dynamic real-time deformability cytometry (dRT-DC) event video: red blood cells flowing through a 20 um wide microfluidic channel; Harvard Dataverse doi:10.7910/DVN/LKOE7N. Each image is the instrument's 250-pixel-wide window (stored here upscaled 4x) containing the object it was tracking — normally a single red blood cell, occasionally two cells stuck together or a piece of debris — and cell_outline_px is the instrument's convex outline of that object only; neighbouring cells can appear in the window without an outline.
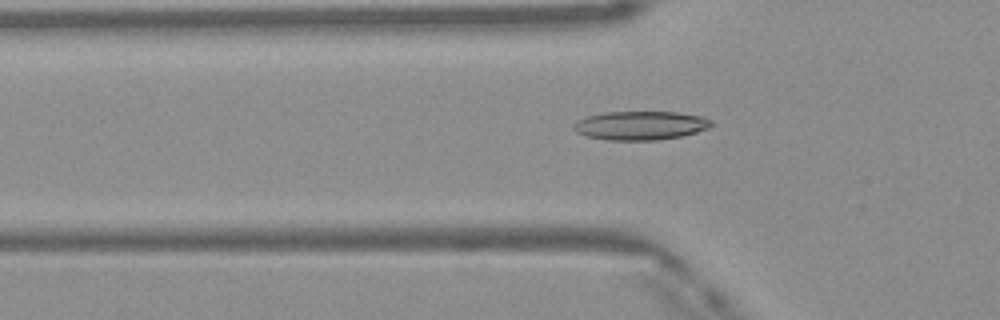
{"species": "Egyptian fruit bat (a non-hibernating species)", "species_latin": "Rousettus aegyptiacus", "temperature_condition": "warm", "stored_images_in_passage": 48, "camera_frame_rate_fps": 3000, "um_per_image_px": 0.085, "frame": {"image": 1, "passage_image": 15, "time_ms": 4.667, "image_size_px": [1000, 320], "cell_outline_px": [[712, 124], [708, 128], [696, 132], [680, 136], [656, 140], [604, 140], [588, 136], [576, 132], [572, 128], [576, 120], [588, 116], [608, 112], [676, 112], [704, 116], [712, 120]], "centroid_in_image_um": [54.44, 10.66], "position_along_channel_um": 71.4, "area_um2": 23.06}}
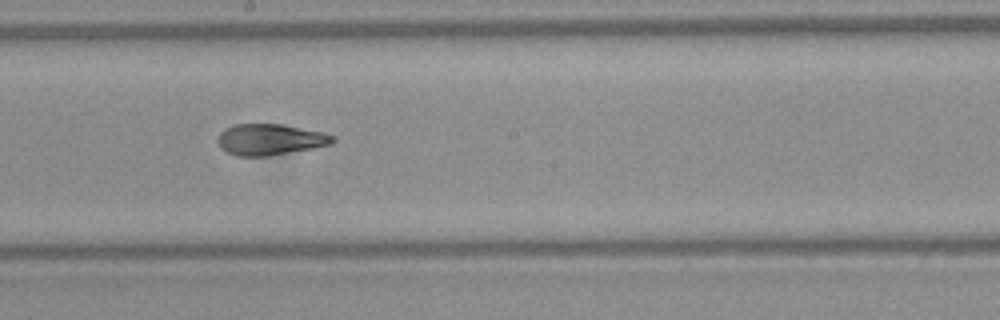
{"frame": {"image": 2, "passage_image": 26, "time_ms": 8.333, "image_size_px": [1000, 320], "cell_outline_px": [[336, 140], [332, 144], [312, 148], [268, 156], [236, 156], [220, 148], [220, 132], [224, 128], [236, 124], [284, 124], [320, 132], [332, 136]], "centroid_in_image_um": [22.95, 11.86], "position_along_channel_um": 225.3, "area_um2": 20.58}}
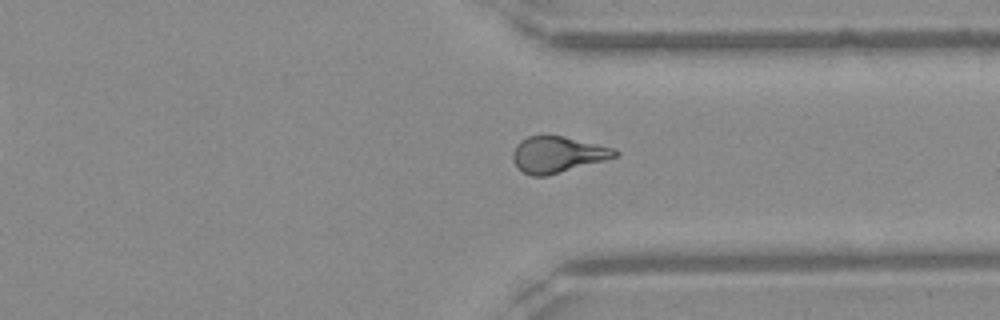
{"frame": {"image": 3, "passage_image": 36, "time_ms": 11.667, "image_size_px": [1000, 320], "cell_outline_px": [[620, 152], [616, 156], [604, 160], [548, 176], [532, 176], [524, 172], [516, 164], [512, 156], [512, 152], [516, 144], [520, 140], [528, 136], [564, 136], [616, 148]], "centroid_in_image_um": [47.41, 13.13], "position_along_channel_um": 364.0, "area_um2": 21.44}, "authors_computed_cell_mechanics": {"area_um2": 21.6461, "velocity_mm_per_s": 4.1616, "shape_relaxation_time_tau1_ms": 8.3809, "shape_relaxation_time_tau2_ms": 1.8816, "deformation_change_tau1": 0.2349, "deformation_change_tau2": 0.0941}}